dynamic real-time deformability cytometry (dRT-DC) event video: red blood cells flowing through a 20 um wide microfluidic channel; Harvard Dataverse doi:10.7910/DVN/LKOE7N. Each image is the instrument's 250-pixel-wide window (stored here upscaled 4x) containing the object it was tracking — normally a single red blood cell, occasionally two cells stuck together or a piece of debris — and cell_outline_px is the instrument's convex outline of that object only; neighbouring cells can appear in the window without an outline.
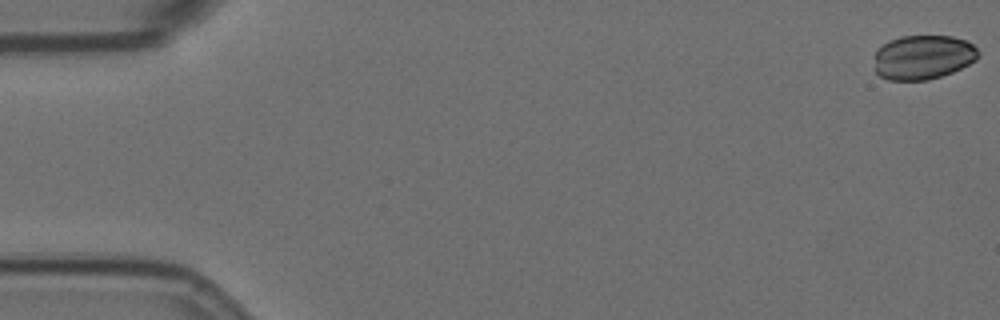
{"species": "Egyptian fruit bat (a non-hibernating species)", "species_latin": "Rousettus aegyptiacus", "temperature_condition": "room temperature", "stored_images_in_passage": 58, "camera_frame_rate_fps": 3000, "um_per_image_px": 0.085, "animal": {"sex": "female"}, "frame": {"image": 1, "passage_image": 1, "time_ms": 0.0, "image_size_px": [1000, 320], "cell_outline_px": [[980, 56], [976, 60], [952, 72], [928, 80], [888, 80], [880, 76], [876, 72], [876, 52], [888, 40], [900, 36], [952, 36], [968, 40], [980, 52]], "centroid_in_image_um": [78.49, 4.85], "position_along_channel_um": 6.5, "area_um2": 26.88}}
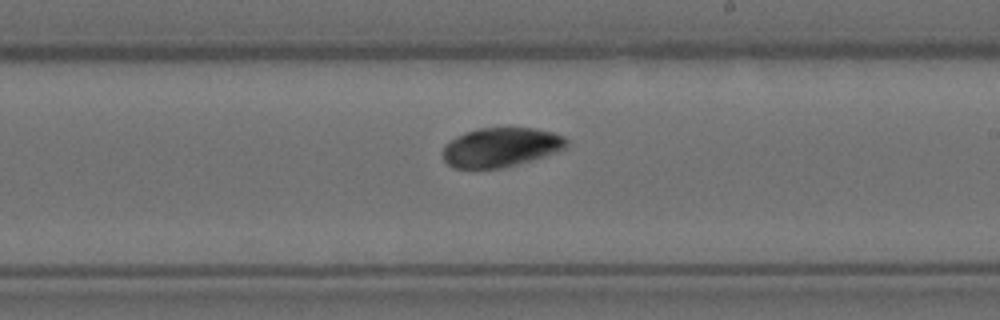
{"frame": {"image": 2, "passage_image": 34, "time_ms": 11.0, "image_size_px": [1000, 320], "cell_outline_px": [[568, 144], [564, 148], [544, 156], [532, 160], [500, 168], [452, 168], [444, 160], [444, 144], [448, 140], [464, 132], [480, 128], [536, 128], [552, 132], [564, 136], [568, 140]], "centroid_in_image_um": [42.55, 12.51], "position_along_channel_um": 246.5, "area_um2": 28.26}}
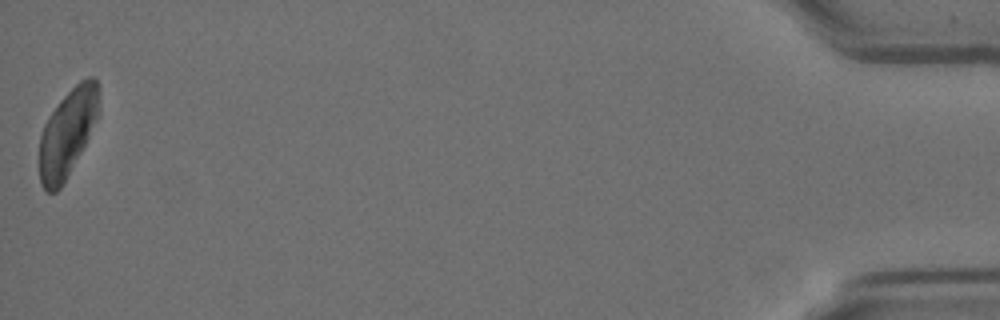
{"frame": {"image": 3, "passage_image": 58, "time_ms": 19.0, "image_size_px": [1000, 320], "cell_outline_px": [[100, 88], [96, 116], [88, 136], [80, 152], [60, 188], [56, 192], [48, 192], [40, 184], [40, 136], [44, 124], [48, 116], [60, 100], [80, 80], [88, 76], [92, 76], [96, 80]], "centroid_in_image_um": [5.71, 11.26], "position_along_channel_um": 429.5, "area_um2": 29.59}, "authors_computed_cell_mechanics": {"area_um2": 29.0156, "velocity_mm_per_s": 3.5156, "shape_relaxation_time_tau1_ms": 1.0018, "shape_relaxation_time_tau2_ms": null, "deformation_change_tau1": 0.0173, "deformation_change_tau2": null}}